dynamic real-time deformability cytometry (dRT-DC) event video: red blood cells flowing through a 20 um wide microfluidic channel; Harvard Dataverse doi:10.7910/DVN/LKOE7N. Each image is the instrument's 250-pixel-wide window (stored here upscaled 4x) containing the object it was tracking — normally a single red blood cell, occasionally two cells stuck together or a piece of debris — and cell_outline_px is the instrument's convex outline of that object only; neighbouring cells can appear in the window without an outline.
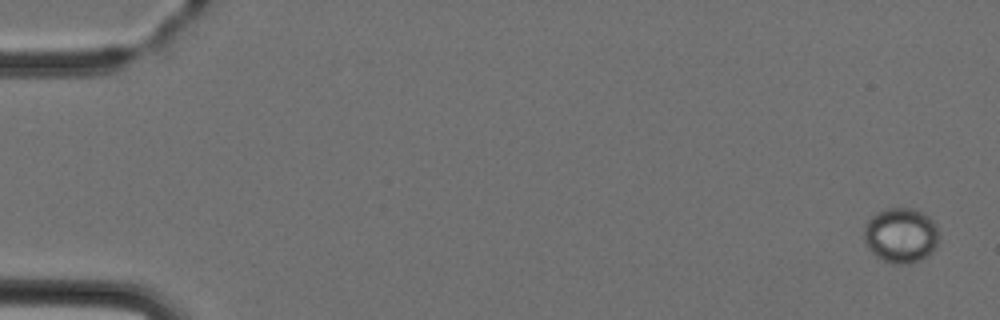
{"species": "Egyptian fruit bat (a non-hibernating species)", "species_latin": "Rousettus aegyptiacus", "temperature_condition": "cold", "stored_images_in_passage": 6, "camera_frame_rate_fps": 3000, "um_per_image_px": 0.085, "animal": {"sex": "female"}, "frame": {"image": 1, "passage_image": 1, "time_ms": 0.0, "image_size_px": [1000, 320], "cell_outline_px": [[940, 240], [936, 248], [928, 256], [920, 260], [896, 264], [892, 264], [876, 256], [864, 244], [864, 228], [868, 220], [876, 212], [888, 208], [912, 208], [924, 212], [936, 224], [940, 236]], "centroid_in_image_um": [76.6, 19.99], "position_along_channel_um": 8.4, "area_um2": 24.33}}
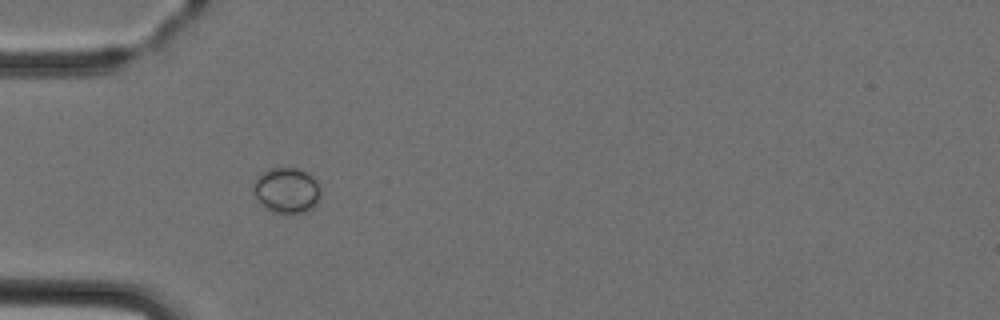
{"frame": {"image": 2, "passage_image": 5, "time_ms": 4.667, "image_size_px": [1000, 320], "cell_outline_px": [[320, 200], [312, 208], [304, 212], [272, 212], [264, 208], [256, 200], [256, 176], [272, 168], [300, 168], [308, 172], [316, 180], [320, 188]], "centroid_in_image_um": [24.41, 16.17], "position_along_channel_um": 60.6, "area_um2": 17.69}}
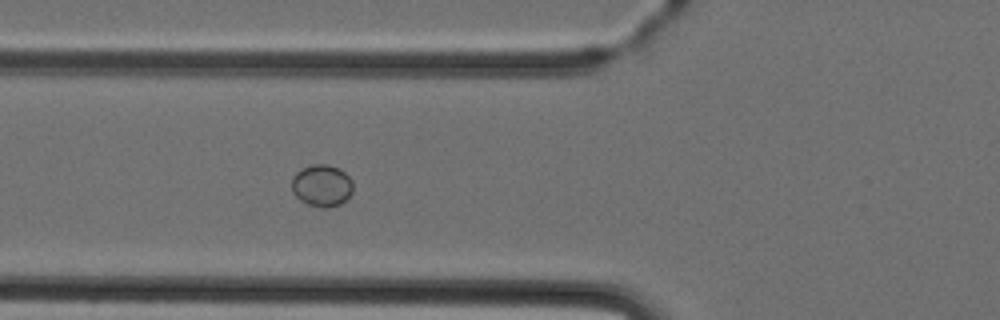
{"frame": {"image": 3, "passage_image": 6, "time_ms": 5.667, "image_size_px": [1000, 320], "cell_outline_px": [[352, 192], [348, 200], [340, 204], [328, 208], [320, 208], [308, 204], [300, 200], [292, 192], [292, 176], [300, 168], [312, 164], [328, 164], [340, 168], [352, 180]], "centroid_in_image_um": [27.36, 15.77], "position_along_channel_um": 98.4, "area_um2": 15.32}}